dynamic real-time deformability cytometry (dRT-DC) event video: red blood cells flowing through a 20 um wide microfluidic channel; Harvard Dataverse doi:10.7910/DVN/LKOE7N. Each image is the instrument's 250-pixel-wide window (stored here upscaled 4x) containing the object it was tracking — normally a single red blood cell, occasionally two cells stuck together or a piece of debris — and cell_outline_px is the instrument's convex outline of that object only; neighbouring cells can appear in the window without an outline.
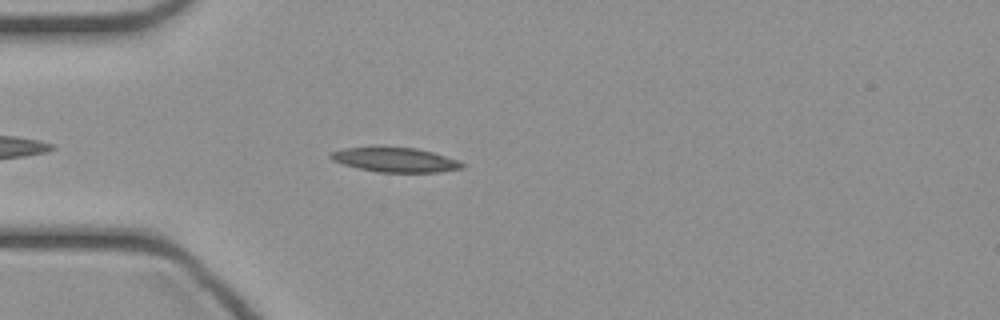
{"species": "common noctule bat (a hibernating species)", "species_latin": "Nyctalus noctula", "temperature_condition": "cold", "stored_images_in_passage": 38, "camera_frame_rate_fps": 3000, "um_per_image_px": 0.085, "animal": {"sex": "female", "body_mass_g": 21.9}, "frame": {"image": 1, "passage_image": 5, "time_ms": 1.333, "image_size_px": [1000, 320], "cell_outline_px": [[464, 168], [440, 172], [376, 172], [344, 164], [332, 160], [328, 156], [332, 152], [344, 148], [380, 144], [416, 148], [432, 152], [460, 160], [464, 164]], "centroid_in_image_um": [33.58, 13.54], "position_along_channel_um": 51.4, "area_um2": 19.48}}
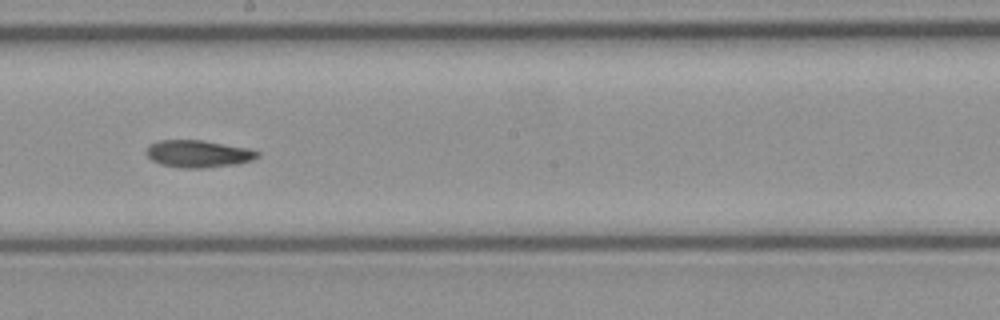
{"frame": {"image": 2, "passage_image": 18, "time_ms": 5.667, "image_size_px": [1000, 320], "cell_outline_px": [[260, 156], [252, 160], [236, 164], [204, 168], [180, 168], [160, 164], [152, 160], [144, 152], [148, 144], [156, 140], [200, 140], [248, 148], [260, 152]], "centroid_in_image_um": [16.81, 13.07], "position_along_channel_um": 231.4, "area_um2": 17.8}}
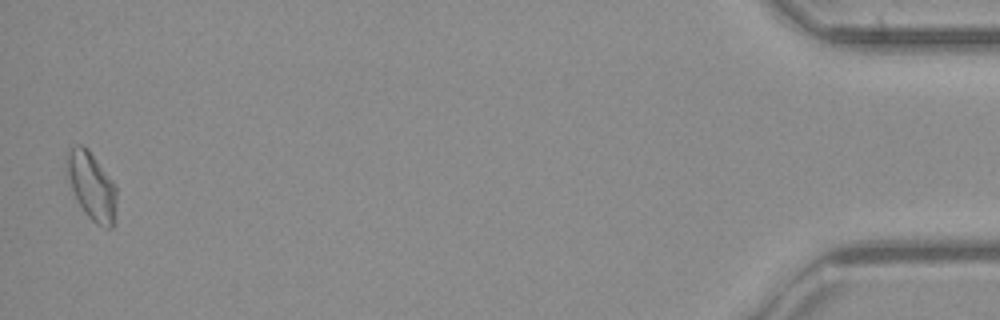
{"frame": {"image": 3, "passage_image": 38, "time_ms": 12.333, "image_size_px": [1000, 320], "cell_outline_px": [[116, 220], [112, 228], [108, 228], [96, 224], [88, 216], [80, 204], [72, 188], [68, 176], [64, 160], [68, 152], [76, 144], [80, 144], [88, 148], [116, 184]], "centroid_in_image_um": [7.82, 15.8], "position_along_channel_um": 427.4, "area_um2": 19.71}}